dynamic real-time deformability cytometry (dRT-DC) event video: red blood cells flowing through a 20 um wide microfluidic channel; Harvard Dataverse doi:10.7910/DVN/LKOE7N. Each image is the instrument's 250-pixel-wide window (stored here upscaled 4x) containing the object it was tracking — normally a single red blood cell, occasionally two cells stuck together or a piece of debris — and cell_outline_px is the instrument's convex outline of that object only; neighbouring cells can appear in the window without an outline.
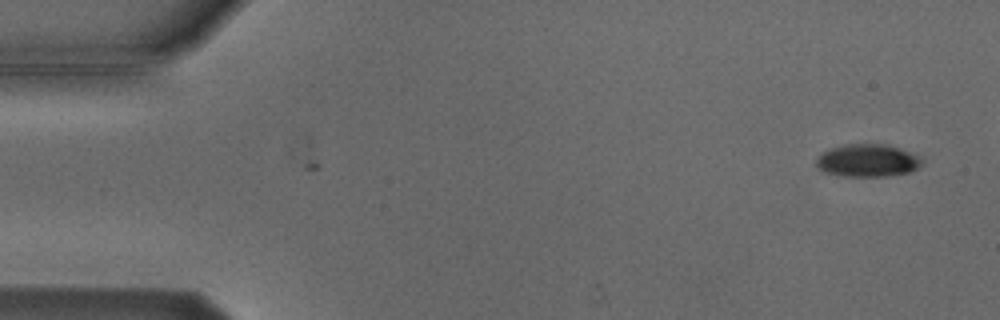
{"species": "Egyptian fruit bat (a non-hibernating species)", "species_latin": "Rousettus aegyptiacus", "temperature_condition": "cold", "stored_images_in_passage": 2, "camera_frame_rate_fps": 3000, "um_per_image_px": 0.085, "animal": {"sex": "male"}, "frame": {"image": 1, "passage_image": 2, "time_ms": 1.0, "image_size_px": [1000, 320], "cell_outline_px": [[924, 164], [908, 172], [888, 176], [844, 176], [824, 172], [816, 168], [816, 160], [824, 152], [832, 148], [844, 144], [884, 144], [924, 156]], "centroid_in_image_um": [73.79, 13.65], "position_along_channel_um": 11.2, "area_um2": 20.17}}